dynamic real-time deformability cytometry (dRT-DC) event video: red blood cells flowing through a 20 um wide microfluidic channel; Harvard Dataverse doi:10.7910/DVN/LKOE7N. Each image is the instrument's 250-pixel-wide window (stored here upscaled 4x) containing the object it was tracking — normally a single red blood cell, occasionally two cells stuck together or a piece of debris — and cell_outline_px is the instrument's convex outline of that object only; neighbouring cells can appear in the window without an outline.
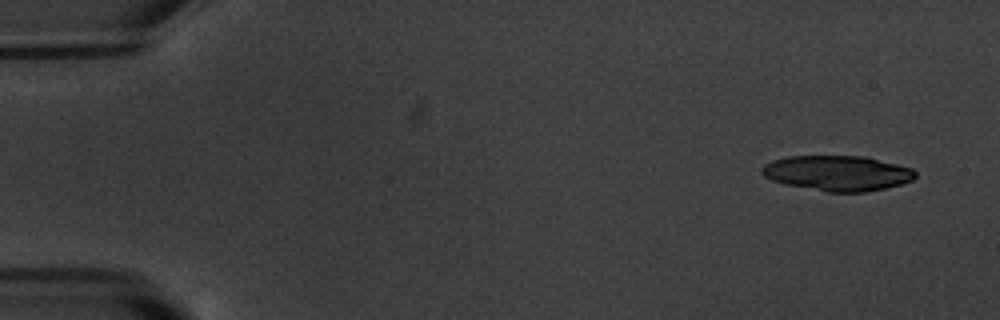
{"species": "common noctule bat (a hibernating species)", "species_latin": "Nyctalus noctula", "temperature_condition": "warm", "stored_images_in_passage": 15, "segment_of_instrument_passage": [1, 2], "camera_frame_rate_fps": 3000, "um_per_image_px": 0.085, "animal": {"sex": "male", "body_mass_g": 20.1, "forearm_length_mm": 53.5}, "frame": {"image": 1, "passage_image": 1, "time_ms": 0.0, "image_size_px": [1000, 320], "cell_outline_px": [[916, 176], [912, 180], [900, 184], [884, 188], [864, 192], [828, 192], [784, 184], [772, 180], [764, 176], [760, 172], [760, 168], [764, 164], [772, 160], [788, 156], [864, 156], [912, 168], [916, 172]], "centroid_in_image_um": [71.14, 14.71], "position_along_channel_um": 13.9, "area_um2": 31.5}}